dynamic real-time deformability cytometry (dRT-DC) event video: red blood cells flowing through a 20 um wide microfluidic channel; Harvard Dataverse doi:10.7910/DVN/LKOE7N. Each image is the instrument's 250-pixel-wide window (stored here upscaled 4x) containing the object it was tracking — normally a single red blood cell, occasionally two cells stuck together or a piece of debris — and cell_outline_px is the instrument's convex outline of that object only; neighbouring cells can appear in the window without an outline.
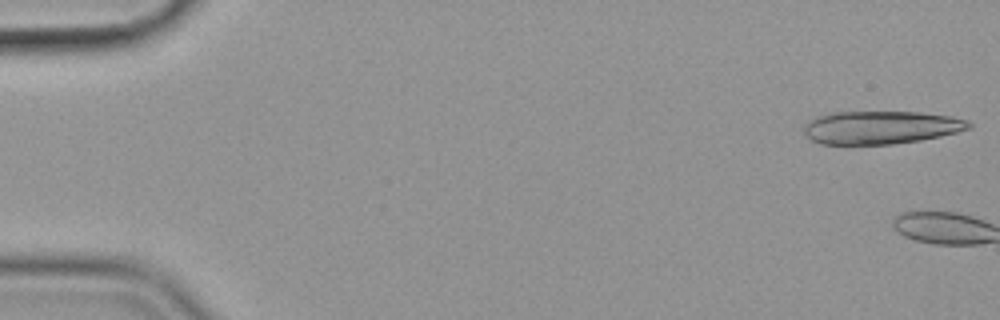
{"species": "common noctule bat (a hibernating species)", "species_latin": "Nyctalus noctula", "temperature_condition": "cold", "stored_images_in_passage": 2, "camera_frame_rate_fps": 3000, "um_per_image_px": 0.085, "animal": {"sex": "female", "body_mass_g": 19.9}, "frame": {"image": 1, "passage_image": 1, "time_ms": 0.0, "image_size_px": [1000, 320], "cell_outline_px": [[972, 128], [940, 136], [920, 140], [892, 144], [820, 144], [812, 140], [804, 132], [804, 124], [808, 120], [816, 116], [832, 112], [920, 112], [952, 116], [968, 120], [972, 124]], "centroid_in_image_um": [74.87, 10.82], "position_along_channel_um": 10.1, "area_um2": 31.91}}